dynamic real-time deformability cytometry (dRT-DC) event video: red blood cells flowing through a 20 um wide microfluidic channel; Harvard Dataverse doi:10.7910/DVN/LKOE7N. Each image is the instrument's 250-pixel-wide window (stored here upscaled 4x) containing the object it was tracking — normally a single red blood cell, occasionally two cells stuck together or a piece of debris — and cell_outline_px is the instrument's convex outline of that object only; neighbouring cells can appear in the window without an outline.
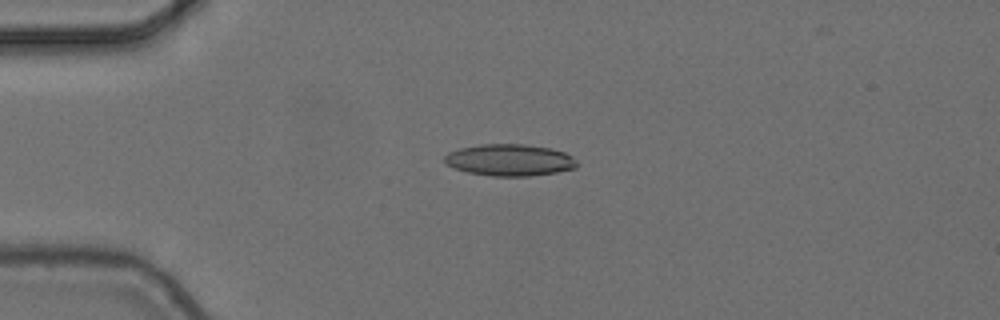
{"species": "common noctule bat (a hibernating species)", "species_latin": "Nyctalus noctula", "temperature_condition": "cold", "stored_images_in_passage": 2, "camera_frame_rate_fps": 3000, "um_per_image_px": 0.085, "animal": {"sex": "female", "body_mass_g": 24.6, "forearm_length_mm": 56.2}, "frame": {"image": 1, "passage_image": 1, "time_ms": 0.0, "image_size_px": [1000, 320], "cell_outline_px": [[576, 168], [556, 172], [528, 176], [492, 176], [468, 172], [456, 168], [448, 164], [444, 160], [444, 156], [448, 152], [460, 148], [480, 144], [524, 144], [552, 148], [564, 152], [572, 156], [576, 160]], "centroid_in_image_um": [43.33, 13.59], "position_along_channel_um": 41.7, "area_um2": 24.39}}